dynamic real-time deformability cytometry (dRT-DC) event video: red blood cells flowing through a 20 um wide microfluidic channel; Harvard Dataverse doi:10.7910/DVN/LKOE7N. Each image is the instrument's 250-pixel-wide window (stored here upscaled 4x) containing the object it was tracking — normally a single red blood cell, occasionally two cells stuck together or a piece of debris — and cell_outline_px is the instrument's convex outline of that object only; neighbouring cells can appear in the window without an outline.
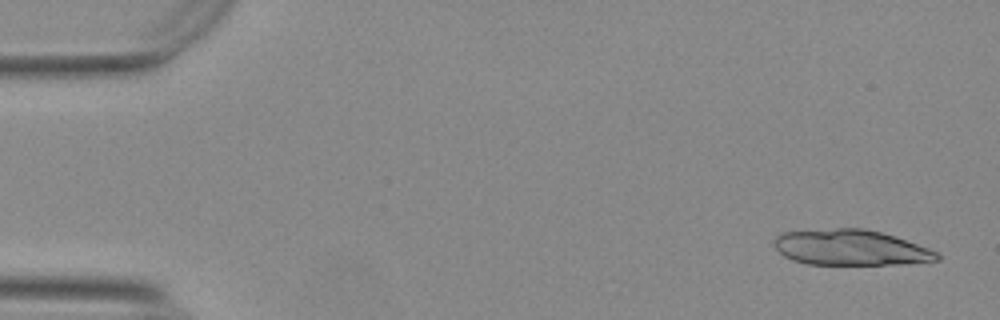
{"species": "Egyptian fruit bat (a non-hibernating species)", "species_latin": "Rousettus aegyptiacus", "temperature_condition": "warm", "stored_images_in_passage": 12, "camera_frame_rate_fps": 3000, "um_per_image_px": 0.085, "animal": {"sex": "female"}, "frame": {"image": 1, "passage_image": 2, "time_ms": 0.333, "image_size_px": [1000, 320], "cell_outline_px": [[940, 260], [900, 264], [808, 264], [792, 260], [784, 256], [776, 248], [772, 240], [780, 232], [836, 228], [864, 228], [896, 236], [940, 252]], "centroid_in_image_um": [72.31, 21.04], "position_along_channel_um": 12.7, "area_um2": 33.99}}